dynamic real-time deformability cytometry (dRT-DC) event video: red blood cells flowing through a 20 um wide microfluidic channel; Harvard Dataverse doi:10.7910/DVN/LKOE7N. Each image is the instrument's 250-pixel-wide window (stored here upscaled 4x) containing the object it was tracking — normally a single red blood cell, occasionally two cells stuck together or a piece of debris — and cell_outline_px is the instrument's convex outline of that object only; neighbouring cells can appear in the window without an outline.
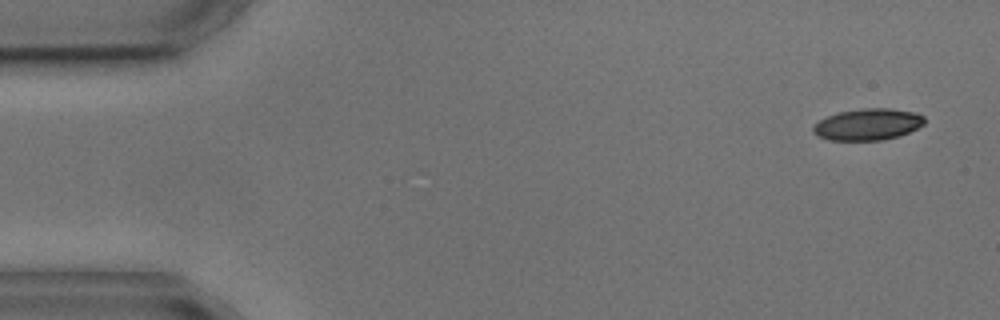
{"species": "common noctule bat (a hibernating species)", "species_latin": "Nyctalus noctula", "temperature_condition": "cold", "stored_images_in_passage": 7, "camera_frame_rate_fps": 3000, "um_per_image_px": 0.085, "animal": {"sex": "male", "body_mass_g": 17.9, "forearm_length_mm": 54.2}, "frame": {"image": 1, "passage_image": 1, "time_ms": 0.0, "image_size_px": [1000, 320], "cell_outline_px": [[924, 124], [900, 136], [880, 140], [828, 140], [816, 136], [812, 132], [812, 128], [820, 120], [828, 116], [840, 112], [860, 108], [888, 108], [916, 112], [924, 116]], "centroid_in_image_um": [73.76, 10.57], "position_along_channel_um": 11.2, "area_um2": 20.46}}
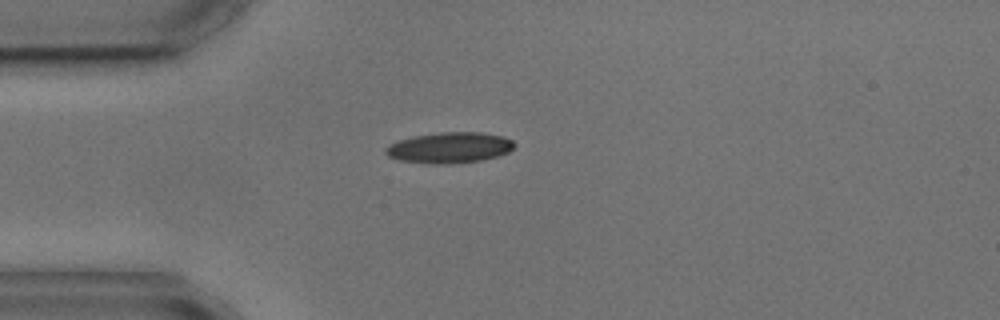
{"frame": {"image": 2, "passage_image": 4, "time_ms": 3.667, "image_size_px": [1000, 320], "cell_outline_px": [[516, 144], [508, 152], [496, 156], [480, 160], [444, 164], [440, 164], [400, 160], [388, 156], [384, 152], [384, 148], [388, 144], [412, 136], [440, 132], [480, 132], [504, 136], [512, 140]], "centroid_in_image_um": [38.19, 12.53], "position_along_channel_um": 46.8, "area_um2": 22.95}}